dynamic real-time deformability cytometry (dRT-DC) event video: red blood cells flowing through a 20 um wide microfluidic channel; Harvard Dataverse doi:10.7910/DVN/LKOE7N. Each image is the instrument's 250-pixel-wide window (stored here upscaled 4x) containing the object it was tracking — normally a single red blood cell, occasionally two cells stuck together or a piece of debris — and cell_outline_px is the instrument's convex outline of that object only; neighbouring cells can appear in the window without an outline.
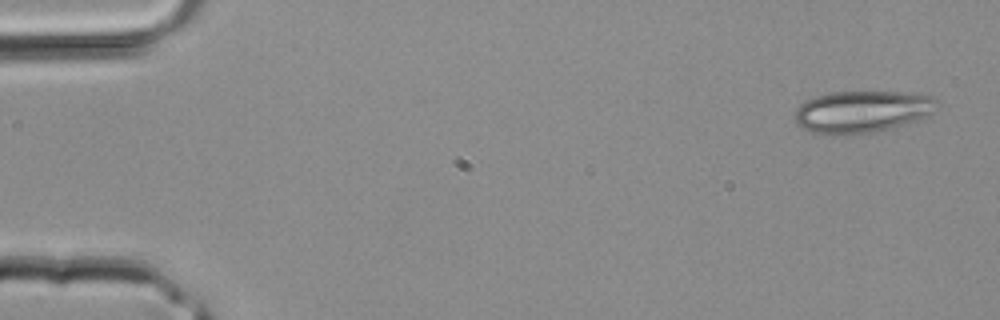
{"species": "common noctule bat (a hibernating species)", "species_latin": "Nyctalus noctula", "temperature_condition": "room temperature", "stored_images_in_passage": 3, "camera_frame_rate_fps": 3000, "um_per_image_px": 0.085, "animal": {"sex": "male", "body_mass_g": 20.4}, "frame": {"image": 1, "passage_image": 1, "time_ms": 0.0, "image_size_px": [1000, 320], "cell_outline_px": [[940, 104], [928, 116], [920, 120], [872, 132], [812, 132], [800, 128], [796, 124], [792, 116], [796, 108], [804, 100], [816, 96], [832, 92], [920, 92], [932, 96]], "centroid_in_image_um": [73.3, 9.44], "position_along_channel_um": 11.7, "area_um2": 34.62}}